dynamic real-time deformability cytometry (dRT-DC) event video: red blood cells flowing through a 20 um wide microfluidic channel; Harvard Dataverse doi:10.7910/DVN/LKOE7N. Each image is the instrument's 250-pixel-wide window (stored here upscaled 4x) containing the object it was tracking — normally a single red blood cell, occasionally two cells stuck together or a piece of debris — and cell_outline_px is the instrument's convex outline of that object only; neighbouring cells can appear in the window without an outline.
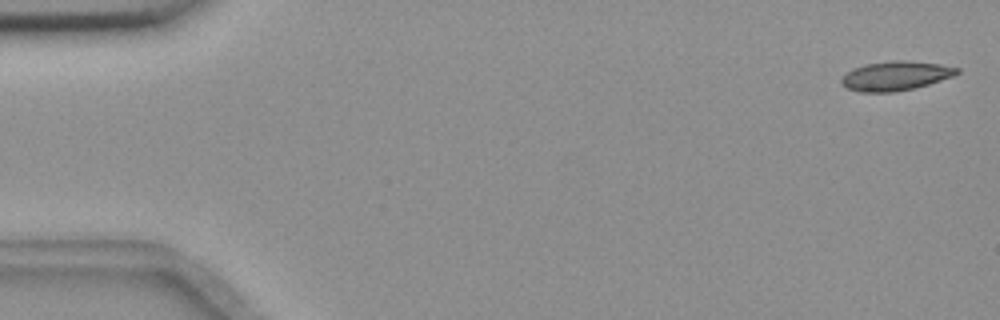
{"species": "common noctule bat (a hibernating species)", "species_latin": "Nyctalus noctula", "temperature_condition": "room temperature", "stored_images_in_passage": 56, "camera_frame_rate_fps": 3000, "um_per_image_px": 0.085, "animal": {"sex": "female", "body_mass_g": 18.4}, "frame": {"image": 1, "passage_image": 2, "time_ms": 0.333, "image_size_px": [1000, 320], "cell_outline_px": [[960, 72], [952, 76], [928, 84], [912, 88], [892, 92], [860, 92], [848, 88], [840, 84], [840, 80], [852, 68], [868, 64], [892, 60], [904, 60], [940, 64], [960, 68]], "centroid_in_image_um": [76.12, 6.44], "position_along_channel_um": 8.9, "area_um2": 19.48}}
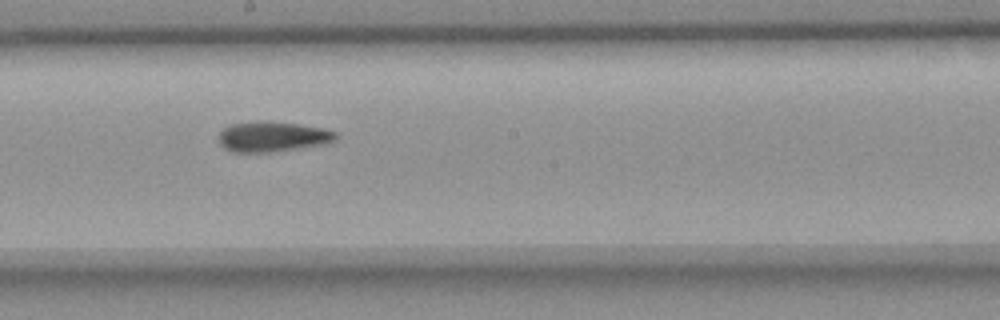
{"frame": {"image": 2, "passage_image": 31, "time_ms": 10.0, "image_size_px": [1000, 320], "cell_outline_px": [[336, 140], [324, 144], [268, 152], [232, 152], [224, 148], [220, 144], [220, 132], [228, 124], [256, 120], [264, 120], [296, 124], [324, 128], [336, 132]], "centroid_in_image_um": [23.13, 11.59], "position_along_channel_um": 225.1, "area_um2": 20.63}}
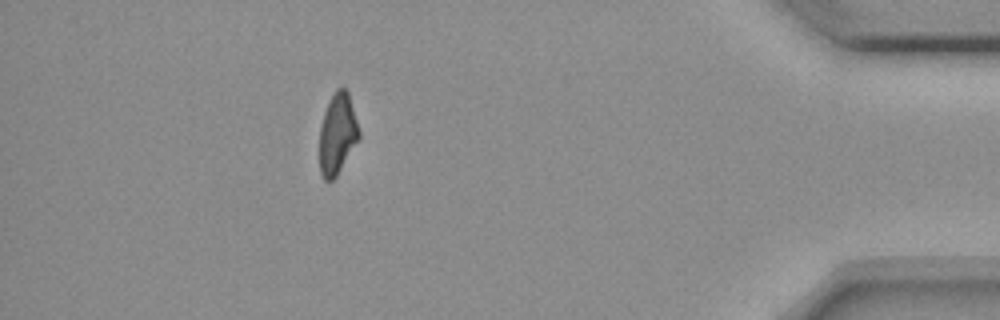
{"frame": {"image": 3, "passage_image": 50, "time_ms": 16.333, "image_size_px": [1000, 320], "cell_outline_px": [[360, 136], [336, 176], [332, 180], [324, 180], [320, 172], [320, 128], [324, 112], [328, 100], [336, 88], [344, 88], [348, 92], [360, 132]], "centroid_in_image_um": [28.67, 11.35], "position_along_channel_um": 406.5, "area_um2": 18.32}, "authors_computed_cell_mechanics": {"area_um2": 19.9121, "velocity_mm_per_s": 3.6603, "shape_relaxation_time_tau1_ms": null, "shape_relaxation_time_tau2_ms": 6.8291, "deformation_change_tau1": null, "deformation_change_tau2": 0.1355}}